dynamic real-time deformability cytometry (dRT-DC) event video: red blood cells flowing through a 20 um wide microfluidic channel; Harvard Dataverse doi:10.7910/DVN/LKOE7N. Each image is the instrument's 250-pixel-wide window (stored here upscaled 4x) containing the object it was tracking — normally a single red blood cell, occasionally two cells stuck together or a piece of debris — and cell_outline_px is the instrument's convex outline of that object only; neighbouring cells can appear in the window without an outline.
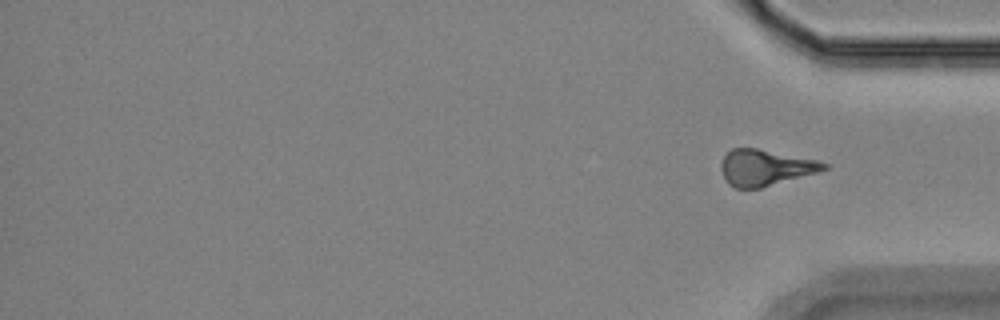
{"species": "Egyptian fruit bat (a non-hibernating species)", "species_latin": "Rousettus aegyptiacus", "temperature_condition": "room temperature", "stored_images_in_passage": 16, "segment_of_instrument_passage": [2, 2], "camera_frame_rate_fps": 3000, "um_per_image_px": 0.085, "animal": {"sex": "female"}, "frame": {"image": 1, "passage_image": 16, "time_ms": 19.0, "image_size_px": [1000, 320], "cell_outline_px": [[828, 168], [816, 172], [760, 188], [736, 188], [728, 184], [724, 180], [720, 168], [720, 164], [724, 156], [732, 148], [756, 148], [816, 160], [828, 164]], "centroid_in_image_um": [64.98, 14.25], "position_along_channel_um": 370.2, "area_um2": 21.33}}